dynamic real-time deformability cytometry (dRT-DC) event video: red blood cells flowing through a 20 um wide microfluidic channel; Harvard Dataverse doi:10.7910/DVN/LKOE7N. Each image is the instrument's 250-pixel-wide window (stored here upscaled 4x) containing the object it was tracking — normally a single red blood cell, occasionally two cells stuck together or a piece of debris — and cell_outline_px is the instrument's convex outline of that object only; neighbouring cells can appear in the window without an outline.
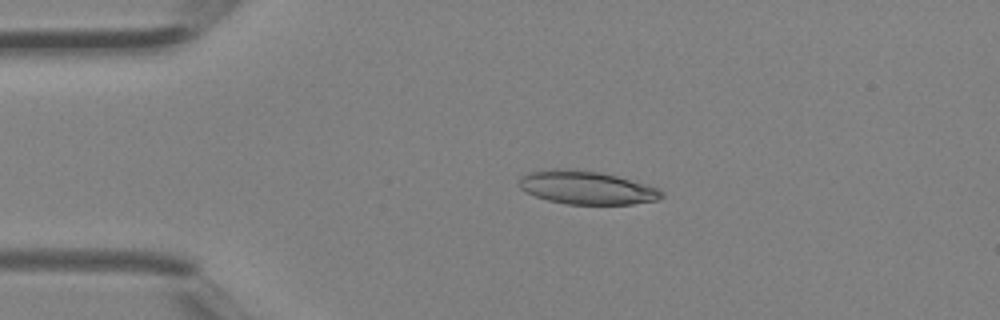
{"species": "Egyptian fruit bat (a non-hibernating species)", "species_latin": "Rousettus aegyptiacus", "temperature_condition": "room temperature", "stored_images_in_passage": 5, "camera_frame_rate_fps": 3000, "um_per_image_px": 0.085, "animal": {"sex": "female"}, "frame": {"image": 1, "passage_image": 3, "time_ms": 0.667, "image_size_px": [1000, 320], "cell_outline_px": [[664, 196], [656, 200], [632, 204], [568, 204], [548, 200], [524, 192], [520, 188], [520, 176], [528, 172], [552, 168], [572, 168], [600, 172], [616, 176], [660, 188], [664, 192]], "centroid_in_image_um": [49.85, 15.93], "position_along_channel_um": 35.2, "area_um2": 27.8}}
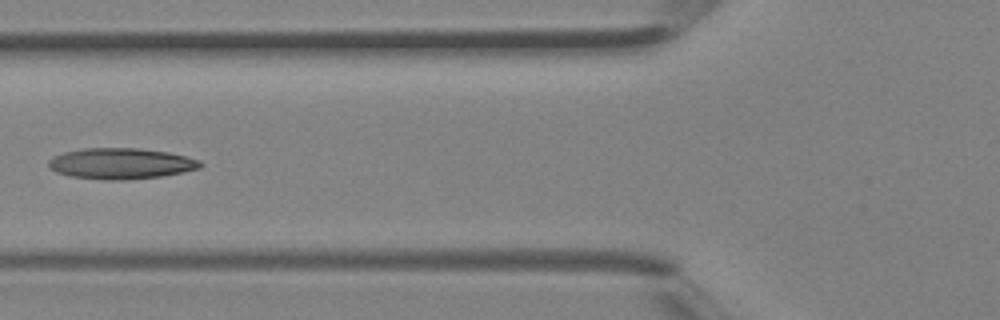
{"frame": {"image": 2, "passage_image": 5, "time_ms": 1.333, "image_size_px": [1000, 320], "cell_outline_px": [[204, 164], [200, 168], [184, 172], [160, 176], [124, 180], [104, 180], [68, 176], [56, 172], [48, 168], [48, 160], [64, 152], [84, 148], [136, 148], [168, 152], [188, 156], [200, 160]], "centroid_in_image_um": [10.29, 13.9], "position_along_channel_um": 115.5, "area_um2": 27.51}}